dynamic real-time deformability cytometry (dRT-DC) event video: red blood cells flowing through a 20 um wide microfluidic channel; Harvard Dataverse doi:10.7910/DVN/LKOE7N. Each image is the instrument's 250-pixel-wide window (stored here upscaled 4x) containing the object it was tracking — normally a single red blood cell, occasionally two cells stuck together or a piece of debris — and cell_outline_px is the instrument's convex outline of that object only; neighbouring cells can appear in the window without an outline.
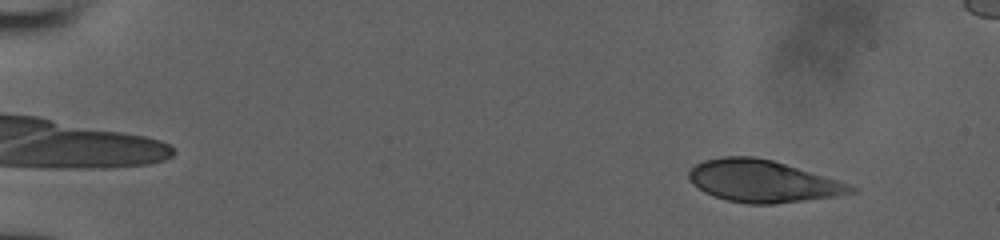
{"species": "human", "species_latin": "Homo sapiens", "temperature_condition": "room temperature", "stored_images_in_passage": 51, "camera_frame_rate_fps": 3000, "um_per_image_px": 0.085, "donor": {"sex": "male"}, "frame": {"image": 1, "passage_image": 5, "time_ms": 1.333, "image_size_px": [1000, 240], "cell_outline_px": [[860, 188], [856, 192], [836, 196], [772, 204], [748, 204], [728, 200], [704, 192], [692, 184], [688, 180], [688, 172], [696, 164], [704, 160], [724, 156], [752, 156], [772, 160], [824, 176]], "centroid_in_image_um": [64.8, 15.4], "position_along_channel_um": 20.2, "area_um2": 39.36}}
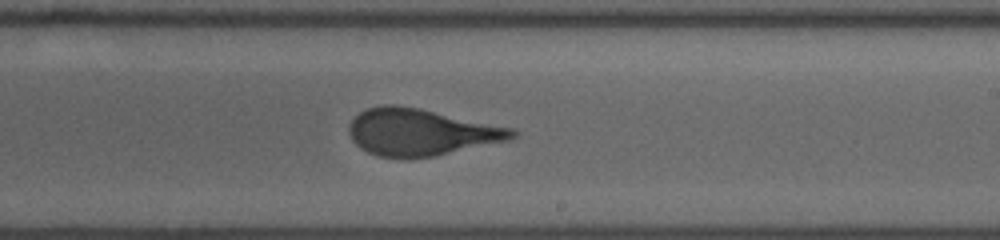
{"frame": {"image": 2, "passage_image": 32, "time_ms": 10.333, "image_size_px": [1000, 240], "cell_outline_px": [[520, 132], [516, 136], [508, 140], [432, 156], [380, 156], [368, 152], [360, 148], [352, 140], [348, 132], [348, 124], [360, 112], [368, 108], [384, 104], [396, 104], [420, 108], [512, 128]], "centroid_in_image_um": [35.75, 11.2], "position_along_channel_um": 253.3, "area_um2": 43.81}}
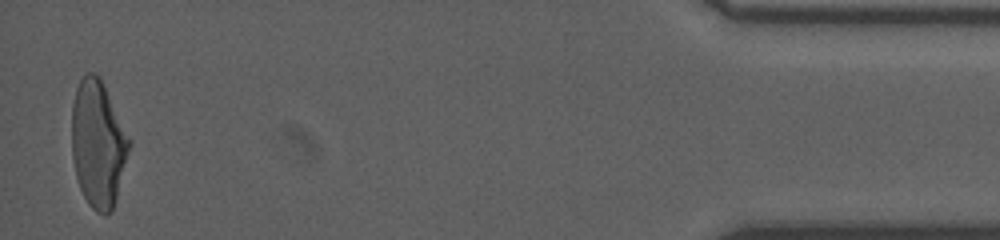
{"frame": {"image": 3, "passage_image": 50, "time_ms": 16.333, "image_size_px": [1000, 240], "cell_outline_px": [[132, 144], [112, 212], [104, 216], [96, 212], [88, 204], [80, 188], [76, 176], [72, 156], [72, 104], [76, 88], [84, 72], [96, 72], [100, 76], [132, 140]], "centroid_in_image_um": [8.35, 12.21], "position_along_channel_um": 426.8, "area_um2": 43.12}}